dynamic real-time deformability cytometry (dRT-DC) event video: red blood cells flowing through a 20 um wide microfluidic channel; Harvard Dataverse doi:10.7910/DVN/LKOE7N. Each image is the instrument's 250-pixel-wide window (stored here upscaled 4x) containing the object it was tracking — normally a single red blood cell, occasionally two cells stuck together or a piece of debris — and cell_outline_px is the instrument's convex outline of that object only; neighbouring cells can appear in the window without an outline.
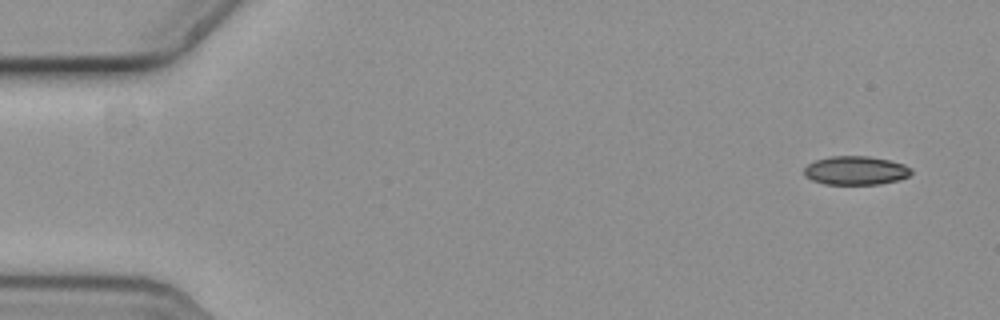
{"species": "common noctule bat (a hibernating species)", "species_latin": "Nyctalus noctula", "temperature_condition": "cold", "stored_images_in_passage": 4, "camera_frame_rate_fps": 3000, "um_per_image_px": 0.085, "animal": {"sex": "female", "body_mass_g": 19.3, "forearm_length_mm": 54.1}, "frame": {"image": 1, "passage_image": 1, "time_ms": 0.0, "image_size_px": [1000, 320], "cell_outline_px": [[912, 172], [908, 176], [896, 180], [880, 184], [824, 184], [812, 180], [804, 176], [804, 168], [808, 164], [816, 160], [832, 156], [868, 156], [888, 160], [904, 164], [912, 168]], "centroid_in_image_um": [72.72, 14.49], "position_along_channel_um": 12.3, "area_um2": 17.86}}
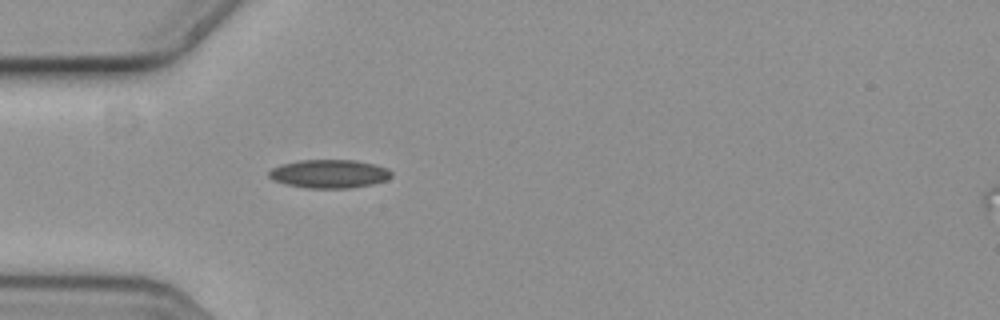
{"frame": {"image": 2, "passage_image": 4, "time_ms": 1.0, "image_size_px": [1000, 320], "cell_outline_px": [[392, 176], [384, 180], [372, 184], [348, 188], [308, 188], [288, 184], [272, 180], [268, 176], [268, 172], [272, 168], [280, 164], [300, 160], [356, 160], [376, 164], [388, 168], [392, 172]], "centroid_in_image_um": [27.99, 14.76], "position_along_channel_um": 57.0, "area_um2": 20.35}}